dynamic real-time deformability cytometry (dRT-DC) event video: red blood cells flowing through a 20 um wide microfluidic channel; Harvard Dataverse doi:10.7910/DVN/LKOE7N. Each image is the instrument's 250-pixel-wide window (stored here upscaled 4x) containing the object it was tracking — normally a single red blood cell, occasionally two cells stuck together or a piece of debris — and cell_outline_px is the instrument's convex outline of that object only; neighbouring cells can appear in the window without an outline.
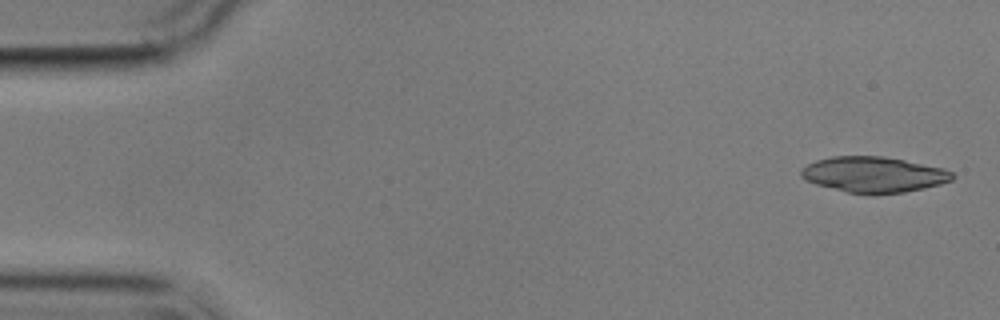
{"species": "common noctule bat (a hibernating species)", "species_latin": "Nyctalus noctula", "temperature_condition": "cold", "stored_images_in_passage": 4, "camera_frame_rate_fps": 3000, "um_per_image_px": 0.085, "animal": {"sex": "male", "body_mass_g": 17.9}, "frame": {"image": 1, "passage_image": 1, "time_ms": 0.0, "image_size_px": [1000, 320], "cell_outline_px": [[956, 176], [952, 180], [940, 184], [924, 188], [904, 192], [848, 192], [816, 184], [804, 180], [800, 176], [800, 168], [816, 160], [832, 156], [880, 156], [904, 160], [944, 168], [952, 172]], "centroid_in_image_um": [74.25, 14.81], "position_along_channel_um": 10.8, "area_um2": 30.98}}